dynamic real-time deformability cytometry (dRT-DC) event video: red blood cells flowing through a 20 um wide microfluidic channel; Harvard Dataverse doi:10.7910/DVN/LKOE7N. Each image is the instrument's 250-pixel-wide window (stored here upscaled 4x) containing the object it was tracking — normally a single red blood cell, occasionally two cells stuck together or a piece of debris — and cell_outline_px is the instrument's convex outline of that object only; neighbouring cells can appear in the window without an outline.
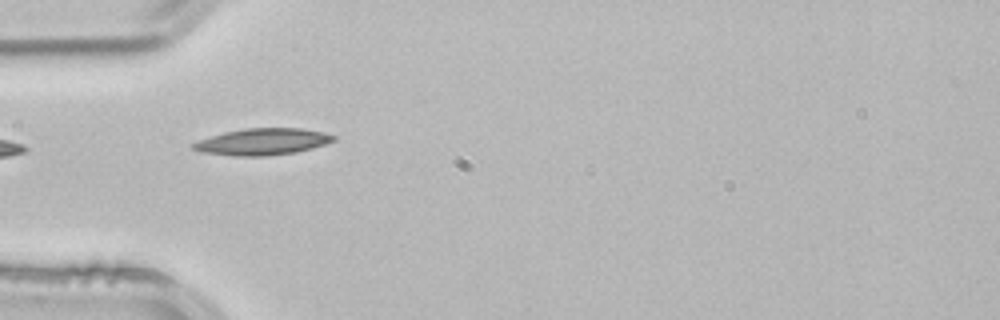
{"species": "common noctule bat (a hibernating species)", "species_latin": "Nyctalus noctula", "temperature_condition": "room temperature", "stored_images_in_passage": 4, "camera_frame_rate_fps": 3000, "um_per_image_px": 0.085, "animal": {"sex": "male", "body_mass_g": 21.5, "forearm_length_mm": 52.0}, "frame": {"image": 1, "passage_image": 3, "time_ms": 0.667, "image_size_px": [1000, 320], "cell_outline_px": [[336, 140], [312, 148], [296, 152], [268, 156], [232, 156], [200, 152], [188, 148], [188, 144], [224, 132], [244, 128], [300, 128], [324, 132], [336, 136]], "centroid_in_image_um": [22.26, 12.05], "position_along_channel_um": 62.7, "area_um2": 22.02}}